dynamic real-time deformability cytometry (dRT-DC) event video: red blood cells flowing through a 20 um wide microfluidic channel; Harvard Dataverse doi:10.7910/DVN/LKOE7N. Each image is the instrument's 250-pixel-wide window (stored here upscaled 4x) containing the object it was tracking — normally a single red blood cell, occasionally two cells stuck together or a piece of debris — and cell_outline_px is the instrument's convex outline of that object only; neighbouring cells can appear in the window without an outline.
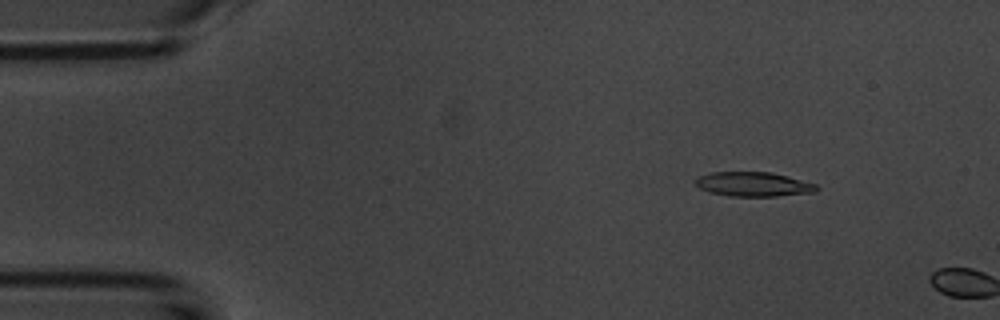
{"species": "common noctule bat (a hibernating species)", "species_latin": "Nyctalus noctula", "temperature_condition": "room temperature", "stored_images_in_passage": 8, "camera_frame_rate_fps": 3000, "um_per_image_px": 0.085, "animal": {"sex": "male", "body_mass_g": 20.1, "forearm_length_mm": 53.5}, "frame": {"image": 1, "passage_image": 7, "time_ms": 2.0, "image_size_px": [1000, 320], "cell_outline_px": [[820, 188], [816, 192], [776, 196], [728, 196], [712, 192], [700, 188], [692, 180], [700, 176], [712, 172], [772, 172], [788, 176], [816, 184]], "centroid_in_image_um": [64.06, 15.65], "position_along_channel_um": 20.9, "area_um2": 17.22}}